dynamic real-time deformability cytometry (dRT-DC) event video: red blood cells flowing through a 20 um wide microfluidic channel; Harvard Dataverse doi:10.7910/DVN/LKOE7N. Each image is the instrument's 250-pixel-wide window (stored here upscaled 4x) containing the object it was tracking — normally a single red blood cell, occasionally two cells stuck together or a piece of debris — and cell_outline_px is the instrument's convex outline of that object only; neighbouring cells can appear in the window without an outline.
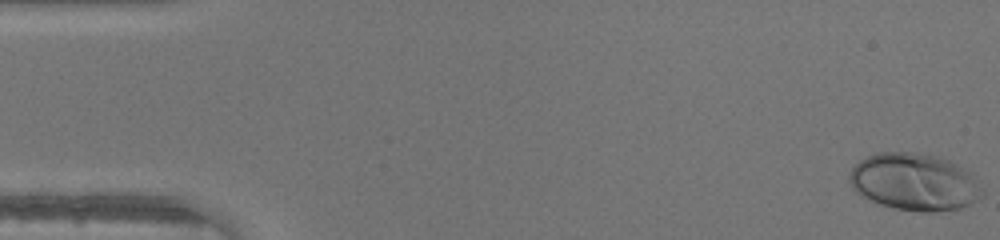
{"species": "human", "species_latin": "Homo sapiens", "temperature_condition": "warm", "stored_images_in_passage": 46, "camera_frame_rate_fps": 3000, "um_per_image_px": 0.085, "donor": {"sex": "male"}, "frame": {"image": 1, "passage_image": 1, "time_ms": 0.0, "image_size_px": [1000, 240], "cell_outline_px": [[976, 196], [968, 204], [960, 208], [932, 212], [920, 212], [892, 208], [876, 204], [860, 196], [852, 188], [848, 176], [852, 168], [860, 160], [876, 152], [912, 152], [932, 156], [948, 160], [956, 164], [968, 172]], "centroid_in_image_um": [77.51, 15.47], "position_along_channel_um": 7.5, "area_um2": 43.0}}
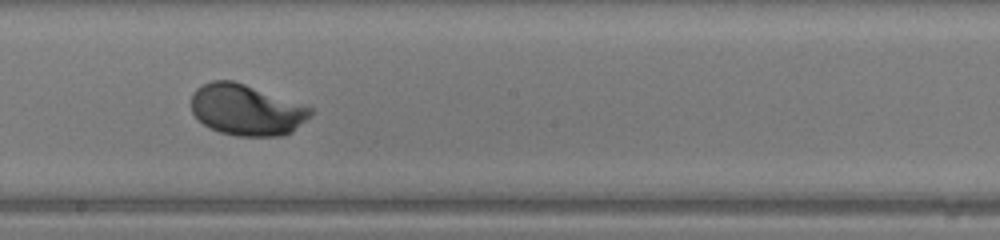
{"frame": {"image": 2, "passage_image": 26, "time_ms": 8.333, "image_size_px": [1000, 240], "cell_outline_px": [[312, 116], [292, 132], [280, 136], [236, 136], [220, 132], [204, 124], [192, 112], [192, 96], [196, 88], [212, 80], [232, 80], [244, 84], [312, 108]], "centroid_in_image_um": [20.95, 9.35], "position_along_channel_um": 227.2, "area_um2": 35.08}}
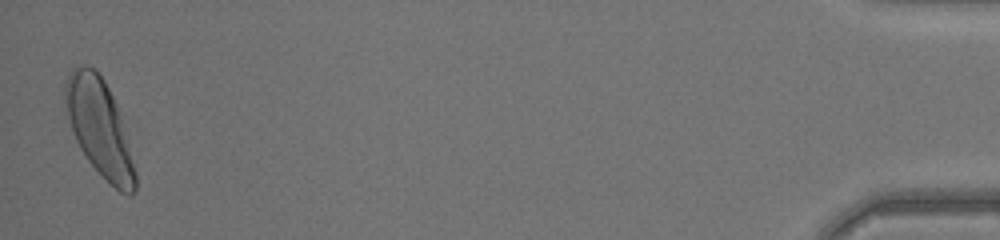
{"frame": {"image": 3, "passage_image": 46, "time_ms": 15.0, "image_size_px": [1000, 240], "cell_outline_px": [[136, 188], [132, 196], [128, 196], [120, 192], [88, 160], [80, 148], [72, 132], [68, 116], [64, 96], [64, 84], [72, 68], [76, 64], [84, 64], [92, 68], [104, 80], [116, 104], [136, 168]], "centroid_in_image_um": [8.45, 10.84], "position_along_channel_um": 426.7, "area_um2": 38.9}}